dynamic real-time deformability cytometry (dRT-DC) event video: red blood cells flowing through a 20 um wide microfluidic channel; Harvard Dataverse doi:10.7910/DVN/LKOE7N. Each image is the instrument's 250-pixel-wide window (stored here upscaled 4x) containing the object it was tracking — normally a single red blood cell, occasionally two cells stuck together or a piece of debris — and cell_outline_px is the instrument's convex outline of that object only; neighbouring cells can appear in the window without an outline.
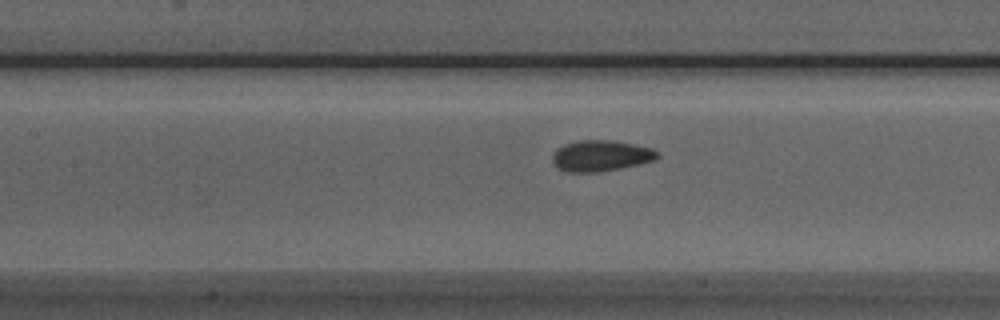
{"species": "Egyptian fruit bat (a non-hibernating species)", "species_latin": "Rousettus aegyptiacus", "temperature_condition": "room temperature", "stored_images_in_passage": 29, "camera_frame_rate_fps": 3000, "um_per_image_px": 0.085, "animal": {"sex": "male"}, "frame": {"image": 1, "passage_image": 9, "time_ms": 2.667, "image_size_px": [1000, 320], "cell_outline_px": [[660, 156], [656, 160], [620, 168], [600, 172], [568, 172], [556, 168], [552, 160], [552, 156], [556, 148], [564, 144], [580, 140], [612, 140], [652, 148], [660, 152]], "centroid_in_image_um": [51.07, 13.24], "position_along_channel_um": 156.3, "area_um2": 19.13}}
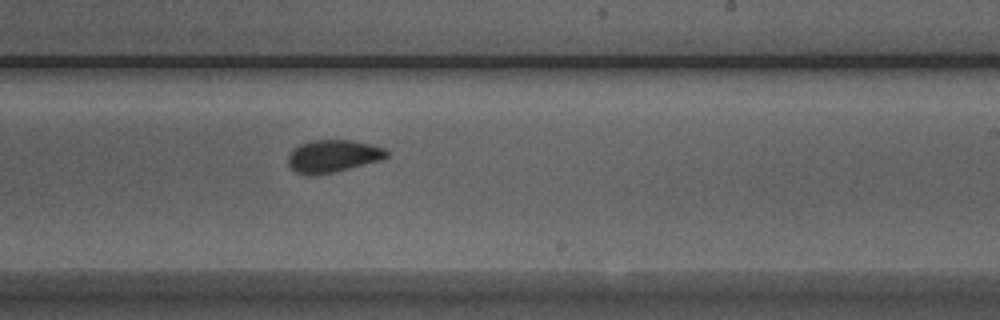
{"frame": {"image": 2, "passage_image": 17, "time_ms": 5.333, "image_size_px": [1000, 320], "cell_outline_px": [[388, 156], [380, 160], [332, 172], [296, 172], [288, 164], [288, 156], [292, 148], [300, 144], [312, 140], [352, 140], [372, 144], [384, 148], [388, 152]], "centroid_in_image_um": [28.32, 13.21], "position_along_channel_um": 260.7, "area_um2": 18.03}}
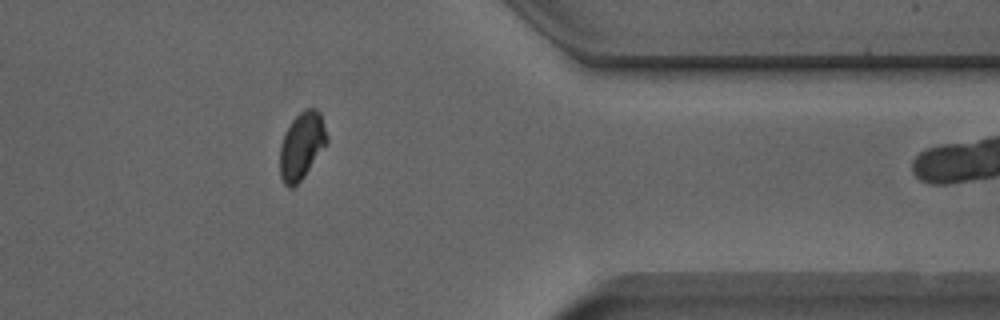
{"frame": {"image": 3, "passage_image": 28, "time_ms": 9.0, "image_size_px": [1000, 320], "cell_outline_px": [[328, 144], [304, 176], [292, 188], [288, 188], [284, 184], [280, 176], [280, 144], [284, 132], [292, 120], [304, 108], [316, 108], [320, 112], [328, 136]], "centroid_in_image_um": [25.65, 12.37], "position_along_channel_um": 385.7, "area_um2": 18.67}}